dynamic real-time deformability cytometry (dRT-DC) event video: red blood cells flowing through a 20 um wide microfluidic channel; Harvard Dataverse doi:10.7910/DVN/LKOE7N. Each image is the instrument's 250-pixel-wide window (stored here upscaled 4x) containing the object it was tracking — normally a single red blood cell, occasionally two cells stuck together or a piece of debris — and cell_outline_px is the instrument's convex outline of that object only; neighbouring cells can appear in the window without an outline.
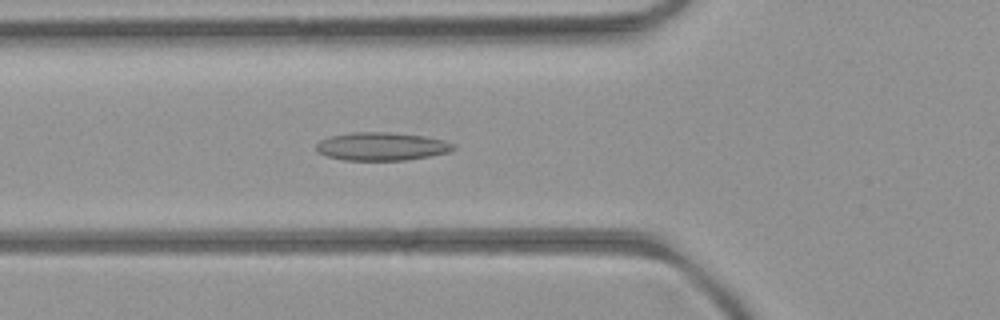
{"species": "common noctule bat (a hibernating species)", "species_latin": "Nyctalus noctula", "temperature_condition": "room temperature", "stored_images_in_passage": 43, "segment_of_instrument_passage": [1, 2], "camera_frame_rate_fps": 3000, "um_per_image_px": 0.085, "animal": {"sex": "female", "body_mass_g": 21.9}, "frame": {"image": 1, "passage_image": 8, "time_ms": 2.333, "image_size_px": [1000, 320], "cell_outline_px": [[456, 148], [448, 152], [408, 160], [344, 160], [328, 156], [316, 152], [316, 144], [320, 140], [332, 136], [352, 132], [388, 132], [424, 136], [444, 140], [456, 144]], "centroid_in_image_um": [32.45, 12.44], "position_along_channel_um": 93.4, "area_um2": 22.48}}
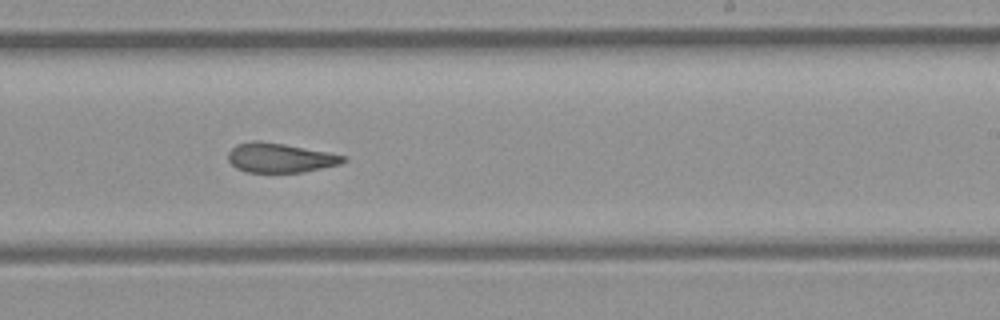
{"frame": {"image": 2, "passage_image": 21, "time_ms": 6.667, "image_size_px": [1000, 320], "cell_outline_px": [[348, 160], [340, 164], [304, 172], [244, 172], [236, 168], [228, 160], [228, 152], [236, 144], [256, 140], [260, 140], [284, 144], [328, 152], [348, 156]], "centroid_in_image_um": [23.81, 13.41], "position_along_channel_um": 265.2, "area_um2": 19.88}}
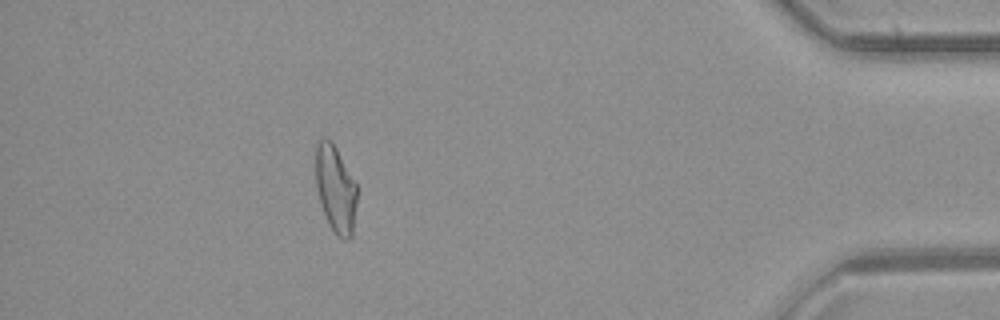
{"frame": {"image": 3, "passage_image": 36, "time_ms": 11.667, "image_size_px": [1000, 320], "cell_outline_px": [[356, 204], [352, 236], [348, 240], [344, 240], [336, 236], [328, 224], [320, 204], [316, 184], [316, 140], [324, 136], [332, 140], [356, 184]], "centroid_in_image_um": [28.5, 16.06], "position_along_channel_um": 406.7, "area_um2": 21.15}}